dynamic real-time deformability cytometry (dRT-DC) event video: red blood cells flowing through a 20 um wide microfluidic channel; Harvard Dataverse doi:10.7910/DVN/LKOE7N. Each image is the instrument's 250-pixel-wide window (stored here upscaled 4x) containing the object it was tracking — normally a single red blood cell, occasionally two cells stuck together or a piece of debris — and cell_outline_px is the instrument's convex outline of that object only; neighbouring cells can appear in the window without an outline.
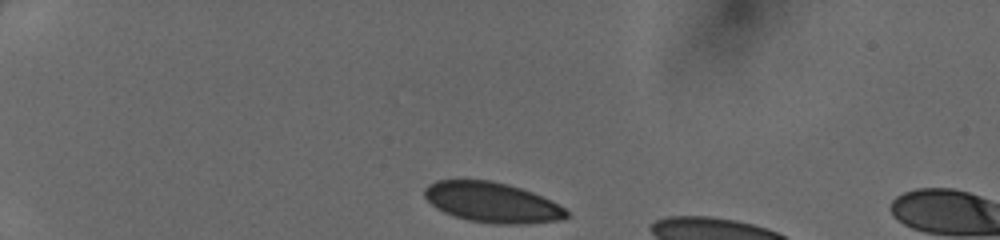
{"species": "human", "species_latin": "Homo sapiens", "temperature_condition": "cold", "stored_images_in_passage": 37, "segment_of_instrument_passage": [1, 2], "camera_frame_rate_fps": 3000, "um_per_image_px": 0.085, "donor": {"sex": "female"}, "frame": {"image": 1, "passage_image": 1, "time_ms": 0.0, "image_size_px": [1000, 240], "cell_outline_px": [[568, 216], [564, 220], [528, 224], [496, 224], [468, 220], [444, 212], [436, 208], [424, 196], [424, 188], [428, 184], [436, 180], [492, 180], [508, 184], [532, 192], [552, 200], [564, 208], [568, 212]], "centroid_in_image_um": [41.86, 17.21], "position_along_channel_um": 43.1, "area_um2": 33.41}}
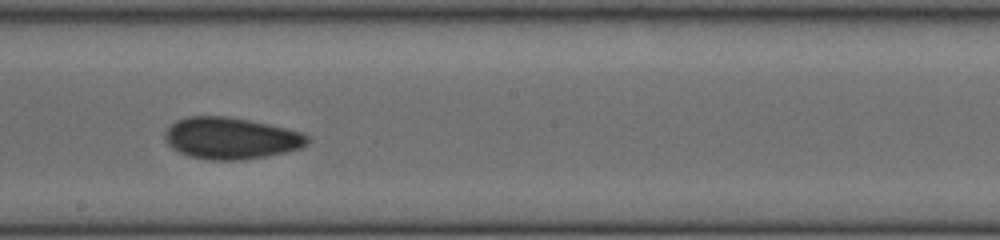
{"frame": {"image": 2, "passage_image": 18, "time_ms": 5.667, "image_size_px": [1000, 240], "cell_outline_px": [[312, 140], [308, 144], [300, 148], [288, 152], [244, 160], [212, 160], [188, 156], [172, 148], [164, 140], [164, 132], [176, 120], [188, 116], [228, 116], [268, 124], [300, 132], [308, 136]], "centroid_in_image_um": [19.63, 11.75], "position_along_channel_um": 228.6, "area_um2": 34.74}}
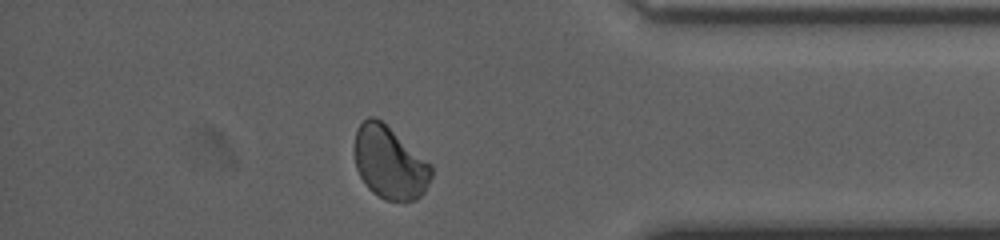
{"frame": {"image": 3, "passage_image": 31, "time_ms": 10.0, "image_size_px": [1000, 240], "cell_outline_px": [[432, 176], [424, 192], [416, 200], [384, 200], [372, 192], [368, 188], [360, 176], [356, 168], [352, 148], [356, 128], [368, 116], [376, 116], [432, 164]], "centroid_in_image_um": [33.08, 13.81], "position_along_channel_um": 402.1, "area_um2": 32.83}}